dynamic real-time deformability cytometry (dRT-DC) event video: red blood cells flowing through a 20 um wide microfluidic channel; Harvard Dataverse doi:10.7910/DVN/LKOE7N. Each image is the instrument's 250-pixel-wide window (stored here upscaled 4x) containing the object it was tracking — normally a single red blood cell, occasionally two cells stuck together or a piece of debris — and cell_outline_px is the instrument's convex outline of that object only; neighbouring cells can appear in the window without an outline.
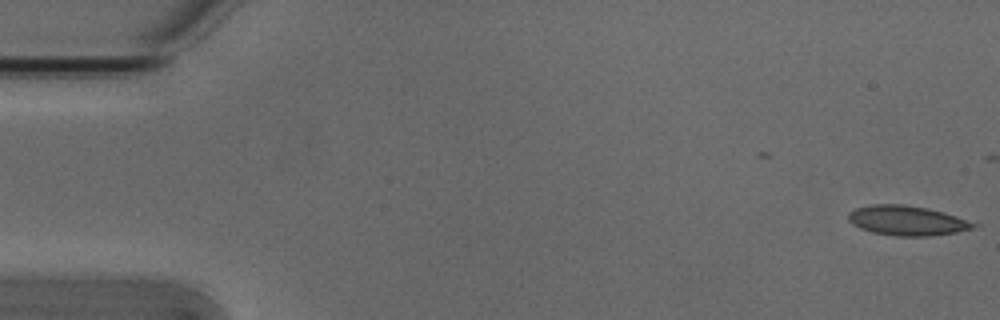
{"species": "Egyptian fruit bat (a non-hibernating species)", "species_latin": "Rousettus aegyptiacus", "temperature_condition": "cold", "stored_images_in_passage": 13, "camera_frame_rate_fps": 3000, "um_per_image_px": 0.085, "animal": {"sex": "male"}, "frame": {"image": 1, "passage_image": 1, "time_ms": 0.0, "image_size_px": [1000, 320], "cell_outline_px": [[980, 224], [972, 228], [956, 232], [928, 236], [896, 236], [872, 232], [860, 228], [852, 224], [848, 220], [848, 212], [856, 208], [872, 204], [904, 204], [928, 208], [944, 212]], "centroid_in_image_um": [77.08, 18.74], "position_along_channel_um": 7.9, "area_um2": 21.73}}